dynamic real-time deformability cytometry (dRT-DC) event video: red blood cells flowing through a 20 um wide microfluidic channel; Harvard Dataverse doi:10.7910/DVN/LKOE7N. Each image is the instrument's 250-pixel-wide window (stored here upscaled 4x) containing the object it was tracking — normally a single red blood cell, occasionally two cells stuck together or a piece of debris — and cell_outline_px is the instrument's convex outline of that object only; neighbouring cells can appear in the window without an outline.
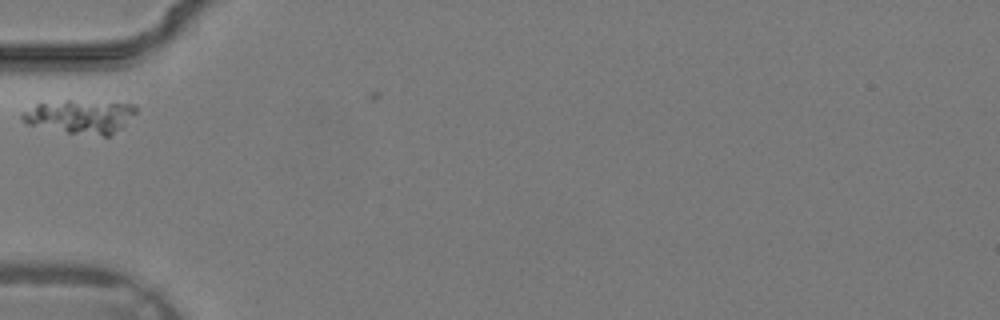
{"species": "common noctule bat (a hibernating species)", "species_latin": "Nyctalus noctula", "temperature_condition": "warm", "stored_images_in_passage": 2, "camera_frame_rate_fps": 3000, "um_per_image_px": 0.085, "animal": {"sex": "male", "body_mass_g": 19.2, "forearm_length_mm": 51.8}, "frame": {"image": 1, "passage_image": 1, "time_ms": 0.0, "image_size_px": [1000, 320], "cell_outline_px": [[140, 108], [120, 128], [108, 136], [104, 136], [68, 132], [24, 124], [20, 120], [20, 112], [36, 104], [64, 100], [72, 100], [136, 104]], "centroid_in_image_um": [6.77, 9.89], "position_along_channel_um": 78.2, "area_um2": 22.37}}